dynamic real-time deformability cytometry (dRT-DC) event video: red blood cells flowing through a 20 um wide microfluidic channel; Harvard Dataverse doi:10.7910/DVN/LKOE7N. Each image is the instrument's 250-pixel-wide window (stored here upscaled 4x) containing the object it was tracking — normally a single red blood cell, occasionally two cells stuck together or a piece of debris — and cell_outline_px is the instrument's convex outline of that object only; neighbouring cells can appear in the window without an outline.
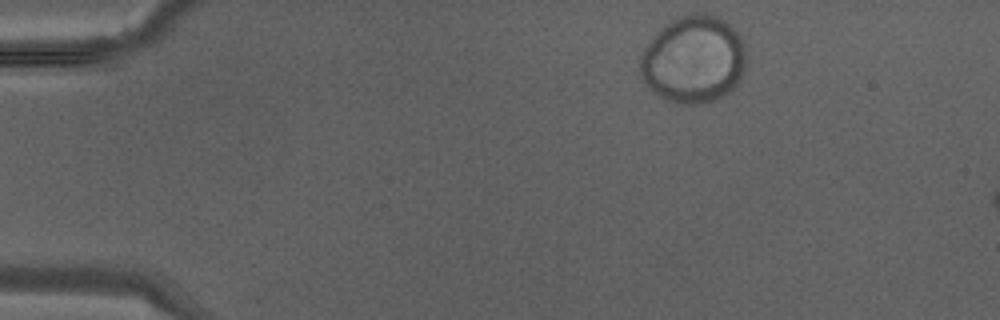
{"species": "Egyptian fruit bat (a non-hibernating species)", "species_latin": "Rousettus aegyptiacus", "temperature_condition": "warm", "stored_images_in_passage": 6, "camera_frame_rate_fps": 3000, "um_per_image_px": 0.085, "animal": {"sex": "male"}, "frame": {"image": 1, "passage_image": 1, "time_ms": 0.0, "image_size_px": [1000, 320], "cell_outline_px": [[744, 68], [740, 80], [724, 96], [716, 100], [696, 104], [680, 104], [668, 100], [660, 96], [648, 88], [644, 84], [640, 72], [640, 56], [644, 48], [672, 20], [688, 12], [704, 12], [716, 16], [724, 20], [740, 36], [744, 48]], "centroid_in_image_um": [58.94, 5.07], "position_along_channel_um": 26.1, "area_um2": 53.64}}